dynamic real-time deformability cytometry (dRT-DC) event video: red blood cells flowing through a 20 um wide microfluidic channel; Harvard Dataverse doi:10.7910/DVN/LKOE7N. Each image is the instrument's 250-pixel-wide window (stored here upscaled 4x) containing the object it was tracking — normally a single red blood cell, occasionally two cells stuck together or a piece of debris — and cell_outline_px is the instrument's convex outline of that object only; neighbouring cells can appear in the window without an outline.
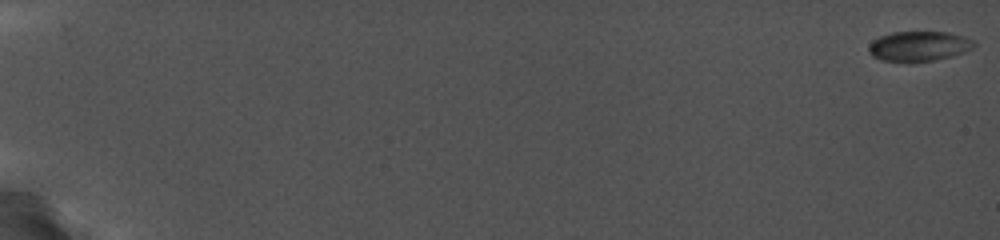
{"species": "common noctule bat (a hibernating species)", "species_latin": "Nyctalus noctula", "temperature_condition": "cold", "stored_images_in_passage": 72, "camera_frame_rate_fps": 5000, "um_per_image_px": 0.085, "animal": {"sex": "female", "body_mass_g": 19.0, "forearm_length_mm": 56.7}, "frame": {"image": 1, "passage_image": 1, "time_ms": 0.0, "image_size_px": [1000, 240], "cell_outline_px": [[976, 44], [972, 48], [964, 52], [952, 56], [932, 60], [908, 64], [880, 60], [872, 56], [868, 52], [868, 44], [872, 40], [880, 36], [892, 32], [948, 32], [964, 36], [972, 40]], "centroid_in_image_um": [78.04, 3.95], "position_along_channel_um": 7.0, "area_um2": 18.84}}
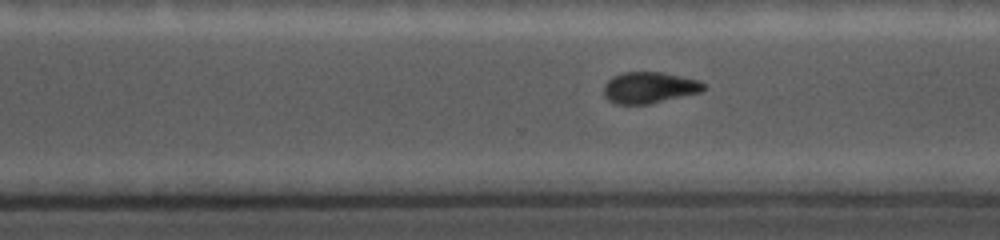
{"frame": {"image": 2, "passage_image": 65, "time_ms": 14.0, "image_size_px": [1000, 240], "cell_outline_px": [[704, 88], [700, 92], [648, 104], [616, 104], [608, 100], [604, 96], [604, 84], [612, 76], [624, 72], [664, 72], [696, 80], [704, 84]], "centroid_in_image_um": [55.13, 7.44], "position_along_channel_um": 315.5, "area_um2": 18.03}}
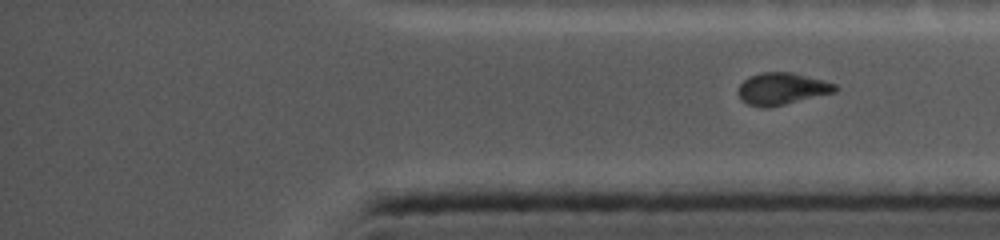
{"frame": {"image": 3, "passage_image": 72, "time_ms": 15.4, "image_size_px": [1000, 240], "cell_outline_px": [[836, 92], [784, 104], [764, 108], [748, 104], [740, 100], [736, 92], [740, 84], [748, 76], [760, 72], [792, 72], [824, 80], [836, 84]], "centroid_in_image_um": [66.42, 7.53], "position_along_channel_um": 368.8, "area_um2": 18.15}}